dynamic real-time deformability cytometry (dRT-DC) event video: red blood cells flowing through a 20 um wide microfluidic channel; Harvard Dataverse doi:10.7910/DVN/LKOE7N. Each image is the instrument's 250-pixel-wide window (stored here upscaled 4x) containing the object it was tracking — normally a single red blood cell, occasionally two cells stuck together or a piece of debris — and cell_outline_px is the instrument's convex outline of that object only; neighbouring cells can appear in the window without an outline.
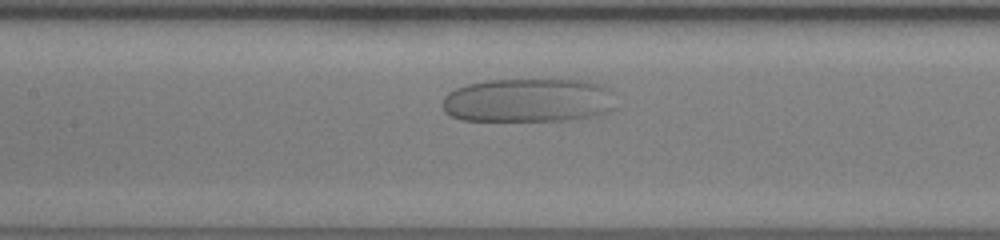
{"species": "human", "species_latin": "Homo sapiens", "temperature_condition": "room temperature", "stored_images_in_passage": 33, "camera_frame_rate_fps": 3000, "um_per_image_px": 0.085, "donor": {"sex": "female"}, "frame": {"image": 1, "passage_image": 13, "time_ms": 4.0, "image_size_px": [1000, 240], "cell_outline_px": [[612, 108], [604, 112], [588, 116], [568, 120], [460, 120], [444, 112], [444, 96], [448, 92], [456, 88], [468, 84], [488, 80], [588, 80], [604, 84], [612, 92]], "centroid_in_image_um": [44.88, 8.51], "position_along_channel_um": 162.5, "area_um2": 44.04}}
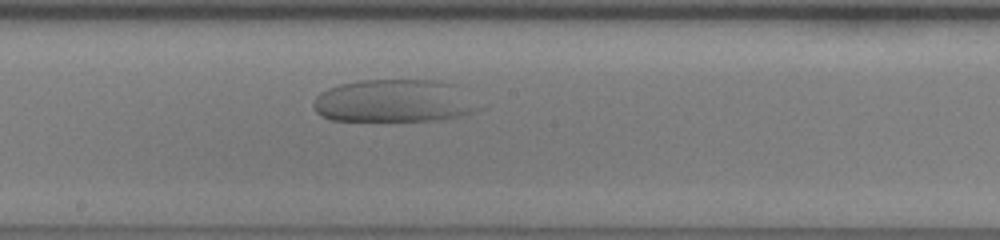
{"frame": {"image": 2, "passage_image": 17, "time_ms": 5.333, "image_size_px": [1000, 240], "cell_outline_px": [[484, 108], [464, 116], [436, 120], [332, 120], [320, 116], [316, 112], [312, 104], [316, 96], [320, 92], [328, 88], [340, 84], [360, 80], [436, 80], [456, 84]], "centroid_in_image_um": [33.54, 8.57], "position_along_channel_um": 214.7, "area_um2": 41.56}}
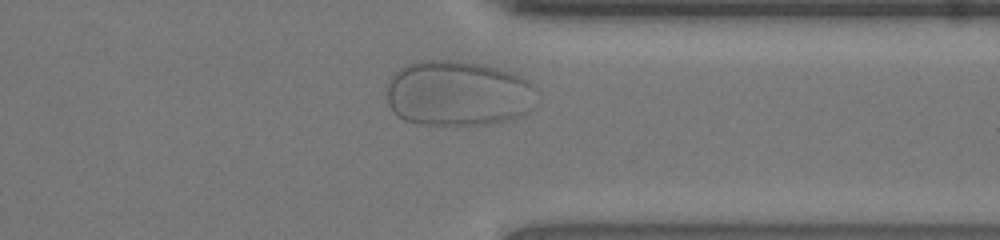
{"frame": {"image": 3, "passage_image": 29, "time_ms": 9.333, "image_size_px": [1000, 240], "cell_outline_px": [[540, 92], [532, 108], [524, 116], [484, 124], [416, 124], [404, 120], [396, 116], [388, 104], [388, 80], [404, 64], [412, 60], [460, 60], [484, 64], [520, 76], [528, 80]], "centroid_in_image_um": [38.94, 7.92], "position_along_channel_um": 372.5, "area_um2": 57.97}}